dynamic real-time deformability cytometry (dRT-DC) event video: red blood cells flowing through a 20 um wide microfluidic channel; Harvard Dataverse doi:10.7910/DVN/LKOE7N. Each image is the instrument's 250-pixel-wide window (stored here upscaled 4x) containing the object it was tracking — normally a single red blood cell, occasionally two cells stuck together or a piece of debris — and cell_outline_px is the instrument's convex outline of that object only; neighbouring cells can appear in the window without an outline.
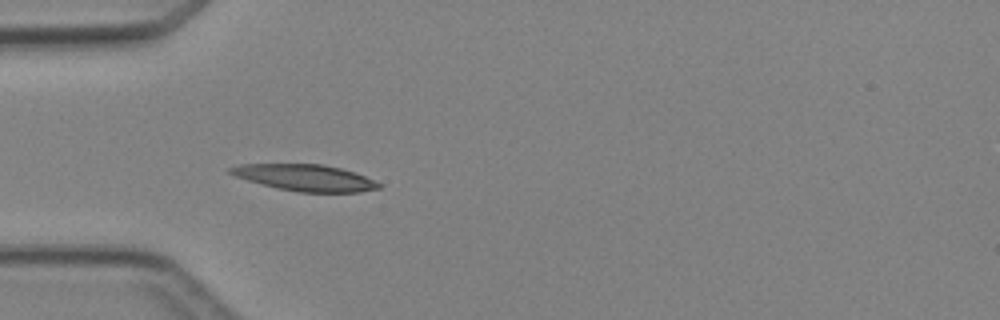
{"species": "Egyptian fruit bat (a non-hibernating species)", "species_latin": "Rousettus aegyptiacus", "temperature_condition": "cold", "stored_images_in_passage": 3, "camera_frame_rate_fps": 3000, "um_per_image_px": 0.085, "animal": {"sex": "female"}, "frame": {"image": 1, "passage_image": 3, "time_ms": 3.333, "image_size_px": [1000, 320], "cell_outline_px": [[380, 188], [360, 192], [300, 192], [276, 188], [248, 180], [236, 176], [228, 172], [228, 168], [240, 164], [324, 164], [340, 168], [364, 176], [380, 184]], "centroid_in_image_um": [25.91, 15.1], "position_along_channel_um": 59.1, "area_um2": 22.6}}